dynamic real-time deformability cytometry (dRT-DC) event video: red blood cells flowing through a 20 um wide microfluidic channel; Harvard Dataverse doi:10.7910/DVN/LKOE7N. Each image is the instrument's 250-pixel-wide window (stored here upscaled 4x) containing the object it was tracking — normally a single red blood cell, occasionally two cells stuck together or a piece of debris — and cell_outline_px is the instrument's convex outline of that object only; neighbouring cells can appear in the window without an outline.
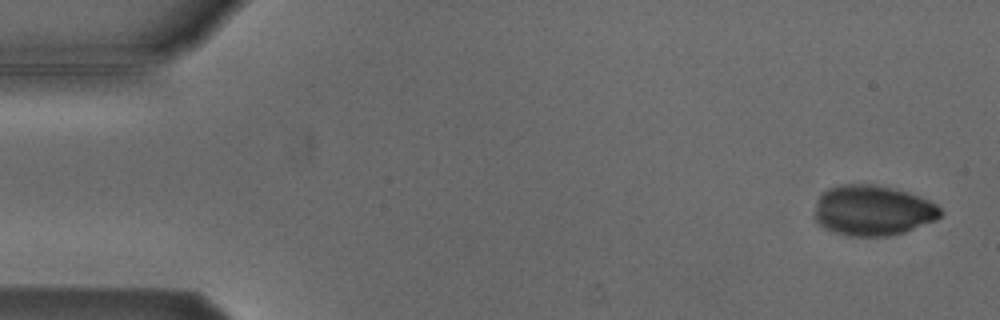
{"species": "Egyptian fruit bat (a non-hibernating species)", "species_latin": "Rousettus aegyptiacus", "temperature_condition": "cold", "stored_images_in_passage": 5, "camera_frame_rate_fps": 3000, "um_per_image_px": 0.085, "animal": {"sex": "male"}, "frame": {"image": 1, "passage_image": 1, "time_ms": 0.0, "image_size_px": [1000, 320], "cell_outline_px": [[944, 212], [936, 220], [904, 232], [888, 236], [848, 236], [832, 232], [824, 228], [816, 220], [816, 200], [828, 188], [840, 184], [876, 184], [908, 192], [920, 196], [936, 204]], "centroid_in_image_um": [74.2, 17.89], "position_along_channel_um": 10.8, "area_um2": 37.05}}